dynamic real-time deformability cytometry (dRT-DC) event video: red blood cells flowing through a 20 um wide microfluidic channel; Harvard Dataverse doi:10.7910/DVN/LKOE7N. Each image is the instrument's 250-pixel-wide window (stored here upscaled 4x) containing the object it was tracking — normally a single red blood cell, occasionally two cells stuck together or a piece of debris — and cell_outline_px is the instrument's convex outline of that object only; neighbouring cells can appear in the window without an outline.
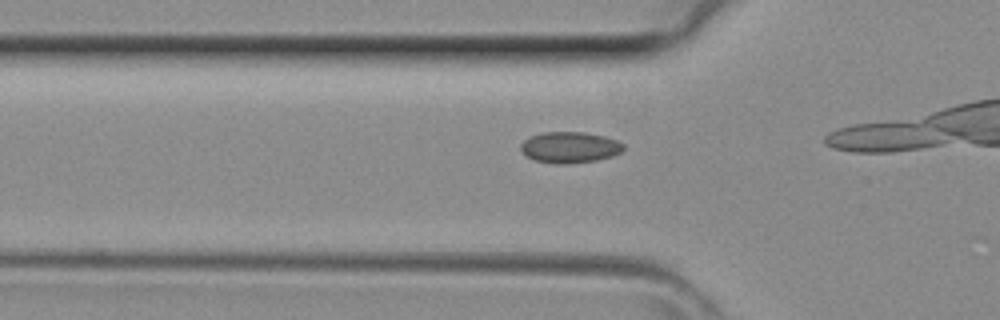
{"species": "common noctule bat (a hibernating species)", "species_latin": "Nyctalus noctula", "temperature_condition": "room temperature", "stored_images_in_passage": 6, "camera_frame_rate_fps": 3000, "um_per_image_px": 0.085, "animal": {"sex": "female", "body_mass_g": 29.2, "forearm_length_mm": 56.3}, "frame": {"image": 1, "passage_image": 4, "time_ms": 1.0, "image_size_px": [1000, 320], "cell_outline_px": [[624, 148], [620, 152], [612, 156], [596, 160], [568, 164], [556, 164], [532, 160], [520, 148], [520, 144], [524, 140], [532, 136], [544, 132], [584, 132], [604, 136], [616, 140], [624, 144]], "centroid_in_image_um": [48.43, 12.53], "position_along_channel_um": 77.4, "area_um2": 18.55}}